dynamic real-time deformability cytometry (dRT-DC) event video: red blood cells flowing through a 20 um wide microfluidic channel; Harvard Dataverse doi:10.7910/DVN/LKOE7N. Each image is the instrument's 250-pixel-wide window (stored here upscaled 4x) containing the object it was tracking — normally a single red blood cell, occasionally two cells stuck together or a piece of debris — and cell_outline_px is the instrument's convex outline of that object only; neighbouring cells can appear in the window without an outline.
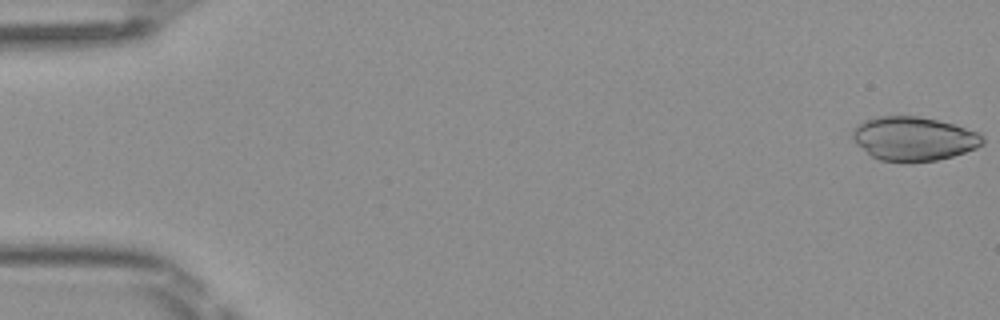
{"species": "Egyptian fruit bat (a non-hibernating species)", "species_latin": "Rousettus aegyptiacus", "temperature_condition": "room temperature", "stored_images_in_passage": 15, "camera_frame_rate_fps": 3000, "um_per_image_px": 0.085, "frame": {"image": 1, "passage_image": 1, "time_ms": 0.0, "image_size_px": [1000, 320], "cell_outline_px": [[984, 144], [976, 148], [952, 156], [936, 160], [908, 164], [880, 160], [872, 156], [856, 144], [852, 140], [852, 132], [864, 120], [880, 116], [916, 116], [936, 120], [952, 124], [980, 132], [984, 136]], "centroid_in_image_um": [77.67, 11.81], "position_along_channel_um": 7.3, "area_um2": 33.52}}